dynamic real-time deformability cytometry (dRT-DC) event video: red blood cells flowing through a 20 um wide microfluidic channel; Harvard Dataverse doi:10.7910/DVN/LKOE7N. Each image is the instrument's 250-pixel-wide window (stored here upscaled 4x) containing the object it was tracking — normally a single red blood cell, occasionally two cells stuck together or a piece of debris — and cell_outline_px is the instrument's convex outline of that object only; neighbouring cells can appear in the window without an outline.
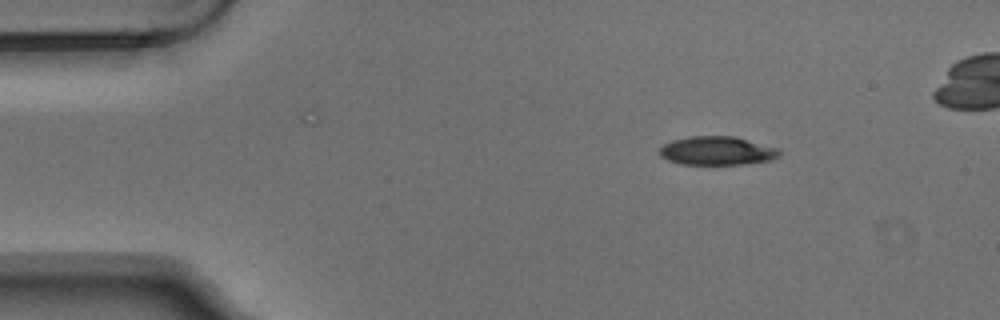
{"species": "Egyptian fruit bat (a non-hibernating species)", "species_latin": "Rousettus aegyptiacus", "temperature_condition": "warm", "stored_images_in_passage": 3, "segment_of_instrument_passage": [1, 2], "camera_frame_rate_fps": 3000, "um_per_image_px": 0.085, "animal": {"sex": "male"}, "frame": {"image": 1, "passage_image": 1, "time_ms": 0.0, "image_size_px": [1000, 320], "cell_outline_px": [[780, 156], [772, 160], [744, 164], [680, 164], [668, 160], [660, 156], [660, 148], [664, 144], [672, 140], [688, 136], [736, 136], [776, 148], [780, 152]], "centroid_in_image_um": [60.94, 12.81], "position_along_channel_um": 24.1, "area_um2": 20.0}}